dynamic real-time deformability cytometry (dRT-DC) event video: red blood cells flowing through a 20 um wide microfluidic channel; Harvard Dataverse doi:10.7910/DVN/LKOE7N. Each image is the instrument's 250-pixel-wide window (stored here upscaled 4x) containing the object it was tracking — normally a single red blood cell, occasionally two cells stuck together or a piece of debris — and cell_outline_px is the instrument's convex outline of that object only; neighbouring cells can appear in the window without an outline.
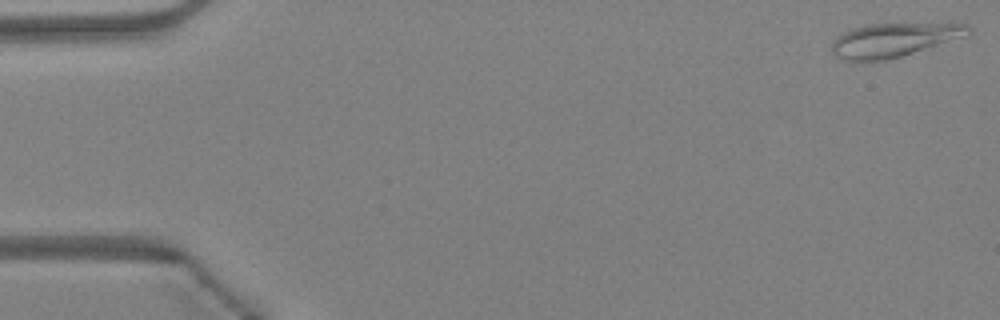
{"species": "Egyptian fruit bat (a non-hibernating species)", "species_latin": "Rousettus aegyptiacus", "temperature_condition": "warm", "stored_images_in_passage": 44, "camera_frame_rate_fps": 3000, "um_per_image_px": 0.085, "animal": {"sex": "female"}, "frame": {"image": 1, "passage_image": 1, "time_ms": 0.0, "image_size_px": [1000, 320], "cell_outline_px": [[972, 32], [968, 36], [900, 56], [884, 60], [848, 60], [836, 56], [832, 52], [832, 40], [836, 36], [852, 28], [864, 24], [968, 24], [972, 28]], "centroid_in_image_um": [75.98, 3.38], "position_along_channel_um": 9.0, "area_um2": 26.65}}
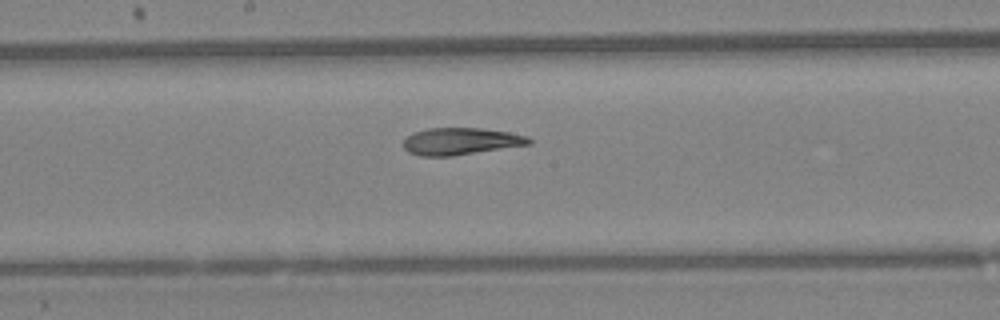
{"frame": {"image": 2, "passage_image": 25, "time_ms": 8.0, "image_size_px": [1000, 320], "cell_outline_px": [[532, 144], [452, 156], [420, 156], [408, 152], [404, 148], [404, 140], [412, 132], [428, 128], [480, 128], [508, 132], [528, 136], [532, 140]], "centroid_in_image_um": [39.16, 12.01], "position_along_channel_um": 209.0, "area_um2": 19.83}}
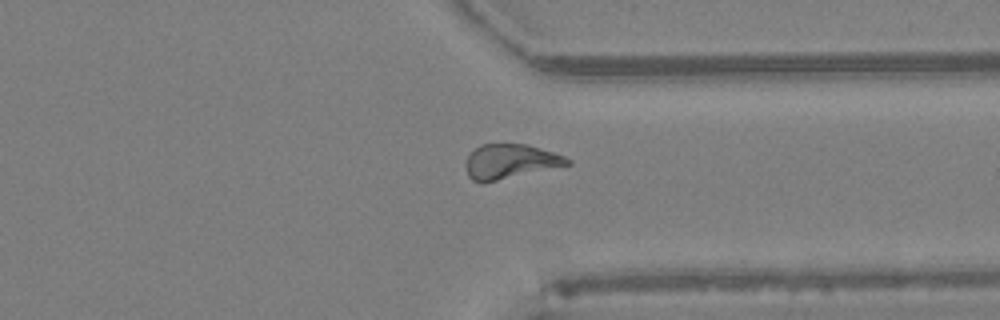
{"frame": {"image": 3, "passage_image": 36, "time_ms": 11.667, "image_size_px": [1000, 320], "cell_outline_px": [[572, 164], [484, 184], [480, 184], [472, 180], [468, 176], [464, 164], [468, 156], [480, 144], [528, 144], [564, 156], [572, 160]], "centroid_in_image_um": [43.34, 13.75], "position_along_channel_um": 368.1, "area_um2": 20.81}}